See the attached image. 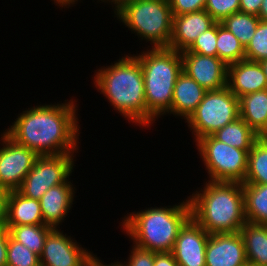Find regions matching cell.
<instances>
[{
    "mask_svg": "<svg viewBox=\"0 0 267 266\" xmlns=\"http://www.w3.org/2000/svg\"><path fill=\"white\" fill-rule=\"evenodd\" d=\"M207 233L192 217L181 227L171 253L178 266H206Z\"/></svg>",
    "mask_w": 267,
    "mask_h": 266,
    "instance_id": "obj_13",
    "label": "cell"
},
{
    "mask_svg": "<svg viewBox=\"0 0 267 266\" xmlns=\"http://www.w3.org/2000/svg\"><path fill=\"white\" fill-rule=\"evenodd\" d=\"M100 3L111 4L114 15L118 14L126 5L134 2L135 0H98Z\"/></svg>",
    "mask_w": 267,
    "mask_h": 266,
    "instance_id": "obj_38",
    "label": "cell"
},
{
    "mask_svg": "<svg viewBox=\"0 0 267 266\" xmlns=\"http://www.w3.org/2000/svg\"><path fill=\"white\" fill-rule=\"evenodd\" d=\"M8 230H0V266L7 264Z\"/></svg>",
    "mask_w": 267,
    "mask_h": 266,
    "instance_id": "obj_36",
    "label": "cell"
},
{
    "mask_svg": "<svg viewBox=\"0 0 267 266\" xmlns=\"http://www.w3.org/2000/svg\"><path fill=\"white\" fill-rule=\"evenodd\" d=\"M240 118L260 137L267 132V89L239 98Z\"/></svg>",
    "mask_w": 267,
    "mask_h": 266,
    "instance_id": "obj_20",
    "label": "cell"
},
{
    "mask_svg": "<svg viewBox=\"0 0 267 266\" xmlns=\"http://www.w3.org/2000/svg\"><path fill=\"white\" fill-rule=\"evenodd\" d=\"M54 1V5H58L59 8L61 7V10L64 8H70L71 6H76L75 4H78L79 0H52Z\"/></svg>",
    "mask_w": 267,
    "mask_h": 266,
    "instance_id": "obj_39",
    "label": "cell"
},
{
    "mask_svg": "<svg viewBox=\"0 0 267 266\" xmlns=\"http://www.w3.org/2000/svg\"><path fill=\"white\" fill-rule=\"evenodd\" d=\"M243 194L246 220L267 224V184H243Z\"/></svg>",
    "mask_w": 267,
    "mask_h": 266,
    "instance_id": "obj_23",
    "label": "cell"
},
{
    "mask_svg": "<svg viewBox=\"0 0 267 266\" xmlns=\"http://www.w3.org/2000/svg\"><path fill=\"white\" fill-rule=\"evenodd\" d=\"M76 157L75 153L39 155L18 191L39 200L48 189L70 180Z\"/></svg>",
    "mask_w": 267,
    "mask_h": 266,
    "instance_id": "obj_9",
    "label": "cell"
},
{
    "mask_svg": "<svg viewBox=\"0 0 267 266\" xmlns=\"http://www.w3.org/2000/svg\"><path fill=\"white\" fill-rule=\"evenodd\" d=\"M0 137V188L18 190L39 155L18 144L4 130Z\"/></svg>",
    "mask_w": 267,
    "mask_h": 266,
    "instance_id": "obj_10",
    "label": "cell"
},
{
    "mask_svg": "<svg viewBox=\"0 0 267 266\" xmlns=\"http://www.w3.org/2000/svg\"><path fill=\"white\" fill-rule=\"evenodd\" d=\"M259 22L258 16L239 11L224 18L220 24L232 32L245 48L254 36Z\"/></svg>",
    "mask_w": 267,
    "mask_h": 266,
    "instance_id": "obj_26",
    "label": "cell"
},
{
    "mask_svg": "<svg viewBox=\"0 0 267 266\" xmlns=\"http://www.w3.org/2000/svg\"><path fill=\"white\" fill-rule=\"evenodd\" d=\"M245 59L259 62L267 59V22L260 21L251 41L245 47Z\"/></svg>",
    "mask_w": 267,
    "mask_h": 266,
    "instance_id": "obj_29",
    "label": "cell"
},
{
    "mask_svg": "<svg viewBox=\"0 0 267 266\" xmlns=\"http://www.w3.org/2000/svg\"><path fill=\"white\" fill-rule=\"evenodd\" d=\"M217 22L204 33H201L194 43L185 51L201 55L217 57Z\"/></svg>",
    "mask_w": 267,
    "mask_h": 266,
    "instance_id": "obj_30",
    "label": "cell"
},
{
    "mask_svg": "<svg viewBox=\"0 0 267 266\" xmlns=\"http://www.w3.org/2000/svg\"><path fill=\"white\" fill-rule=\"evenodd\" d=\"M217 57L226 65L245 60V48L224 26L217 22Z\"/></svg>",
    "mask_w": 267,
    "mask_h": 266,
    "instance_id": "obj_27",
    "label": "cell"
},
{
    "mask_svg": "<svg viewBox=\"0 0 267 266\" xmlns=\"http://www.w3.org/2000/svg\"><path fill=\"white\" fill-rule=\"evenodd\" d=\"M183 72L195 80L206 91L219 90L227 86V66L218 57L193 52H181Z\"/></svg>",
    "mask_w": 267,
    "mask_h": 266,
    "instance_id": "obj_12",
    "label": "cell"
},
{
    "mask_svg": "<svg viewBox=\"0 0 267 266\" xmlns=\"http://www.w3.org/2000/svg\"><path fill=\"white\" fill-rule=\"evenodd\" d=\"M212 136L220 142L242 150H251L260 137L242 118L226 124Z\"/></svg>",
    "mask_w": 267,
    "mask_h": 266,
    "instance_id": "obj_22",
    "label": "cell"
},
{
    "mask_svg": "<svg viewBox=\"0 0 267 266\" xmlns=\"http://www.w3.org/2000/svg\"><path fill=\"white\" fill-rule=\"evenodd\" d=\"M114 17L131 33L149 43L148 48H168L173 15L168 0H135Z\"/></svg>",
    "mask_w": 267,
    "mask_h": 266,
    "instance_id": "obj_6",
    "label": "cell"
},
{
    "mask_svg": "<svg viewBox=\"0 0 267 266\" xmlns=\"http://www.w3.org/2000/svg\"><path fill=\"white\" fill-rule=\"evenodd\" d=\"M53 228L45 225H18L8 229L9 235L37 255L43 252L44 241Z\"/></svg>",
    "mask_w": 267,
    "mask_h": 266,
    "instance_id": "obj_25",
    "label": "cell"
},
{
    "mask_svg": "<svg viewBox=\"0 0 267 266\" xmlns=\"http://www.w3.org/2000/svg\"><path fill=\"white\" fill-rule=\"evenodd\" d=\"M154 266H178V263L171 252H155Z\"/></svg>",
    "mask_w": 267,
    "mask_h": 266,
    "instance_id": "obj_35",
    "label": "cell"
},
{
    "mask_svg": "<svg viewBox=\"0 0 267 266\" xmlns=\"http://www.w3.org/2000/svg\"><path fill=\"white\" fill-rule=\"evenodd\" d=\"M64 101L23 109L4 132L38 155L77 154L81 143L79 104L74 98Z\"/></svg>",
    "mask_w": 267,
    "mask_h": 266,
    "instance_id": "obj_1",
    "label": "cell"
},
{
    "mask_svg": "<svg viewBox=\"0 0 267 266\" xmlns=\"http://www.w3.org/2000/svg\"><path fill=\"white\" fill-rule=\"evenodd\" d=\"M93 85L103 94L113 110L130 124L146 128L144 77L138 58L124 54L105 67L95 70Z\"/></svg>",
    "mask_w": 267,
    "mask_h": 266,
    "instance_id": "obj_2",
    "label": "cell"
},
{
    "mask_svg": "<svg viewBox=\"0 0 267 266\" xmlns=\"http://www.w3.org/2000/svg\"><path fill=\"white\" fill-rule=\"evenodd\" d=\"M205 261L206 266H248L240 232L210 234Z\"/></svg>",
    "mask_w": 267,
    "mask_h": 266,
    "instance_id": "obj_14",
    "label": "cell"
},
{
    "mask_svg": "<svg viewBox=\"0 0 267 266\" xmlns=\"http://www.w3.org/2000/svg\"><path fill=\"white\" fill-rule=\"evenodd\" d=\"M68 180L67 182L48 189L39 199L43 222L55 229H60L68 213L73 207L77 189ZM76 190V191H75Z\"/></svg>",
    "mask_w": 267,
    "mask_h": 266,
    "instance_id": "obj_16",
    "label": "cell"
},
{
    "mask_svg": "<svg viewBox=\"0 0 267 266\" xmlns=\"http://www.w3.org/2000/svg\"><path fill=\"white\" fill-rule=\"evenodd\" d=\"M215 23L206 10L173 16L172 36L168 48L177 52L187 50L201 33Z\"/></svg>",
    "mask_w": 267,
    "mask_h": 266,
    "instance_id": "obj_15",
    "label": "cell"
},
{
    "mask_svg": "<svg viewBox=\"0 0 267 266\" xmlns=\"http://www.w3.org/2000/svg\"><path fill=\"white\" fill-rule=\"evenodd\" d=\"M83 248L71 235L53 228L44 241L41 266H88L97 255Z\"/></svg>",
    "mask_w": 267,
    "mask_h": 266,
    "instance_id": "obj_11",
    "label": "cell"
},
{
    "mask_svg": "<svg viewBox=\"0 0 267 266\" xmlns=\"http://www.w3.org/2000/svg\"><path fill=\"white\" fill-rule=\"evenodd\" d=\"M262 137L267 139V132Z\"/></svg>",
    "mask_w": 267,
    "mask_h": 266,
    "instance_id": "obj_43",
    "label": "cell"
},
{
    "mask_svg": "<svg viewBox=\"0 0 267 266\" xmlns=\"http://www.w3.org/2000/svg\"><path fill=\"white\" fill-rule=\"evenodd\" d=\"M127 214L120 218L119 225L132 245L156 253L171 252L179 230L191 217V206L187 197L178 204L146 207Z\"/></svg>",
    "mask_w": 267,
    "mask_h": 266,
    "instance_id": "obj_4",
    "label": "cell"
},
{
    "mask_svg": "<svg viewBox=\"0 0 267 266\" xmlns=\"http://www.w3.org/2000/svg\"><path fill=\"white\" fill-rule=\"evenodd\" d=\"M240 118L239 99L226 86L206 91L196 110L184 121L193 140L214 134L226 124Z\"/></svg>",
    "mask_w": 267,
    "mask_h": 266,
    "instance_id": "obj_7",
    "label": "cell"
},
{
    "mask_svg": "<svg viewBox=\"0 0 267 266\" xmlns=\"http://www.w3.org/2000/svg\"><path fill=\"white\" fill-rule=\"evenodd\" d=\"M204 183L188 196L191 217L209 234L240 232L247 222L243 183Z\"/></svg>",
    "mask_w": 267,
    "mask_h": 266,
    "instance_id": "obj_3",
    "label": "cell"
},
{
    "mask_svg": "<svg viewBox=\"0 0 267 266\" xmlns=\"http://www.w3.org/2000/svg\"><path fill=\"white\" fill-rule=\"evenodd\" d=\"M44 224L39 200L25 197L18 190L7 197L6 229L18 225Z\"/></svg>",
    "mask_w": 267,
    "mask_h": 266,
    "instance_id": "obj_19",
    "label": "cell"
},
{
    "mask_svg": "<svg viewBox=\"0 0 267 266\" xmlns=\"http://www.w3.org/2000/svg\"><path fill=\"white\" fill-rule=\"evenodd\" d=\"M260 21L267 22V0H262L259 14L257 15Z\"/></svg>",
    "mask_w": 267,
    "mask_h": 266,
    "instance_id": "obj_40",
    "label": "cell"
},
{
    "mask_svg": "<svg viewBox=\"0 0 267 266\" xmlns=\"http://www.w3.org/2000/svg\"><path fill=\"white\" fill-rule=\"evenodd\" d=\"M205 93L203 87L182 71L175 83L171 109L166 115L173 114L175 118L178 116L186 121L203 100Z\"/></svg>",
    "mask_w": 267,
    "mask_h": 266,
    "instance_id": "obj_18",
    "label": "cell"
},
{
    "mask_svg": "<svg viewBox=\"0 0 267 266\" xmlns=\"http://www.w3.org/2000/svg\"><path fill=\"white\" fill-rule=\"evenodd\" d=\"M243 184H267V139L259 137L248 153Z\"/></svg>",
    "mask_w": 267,
    "mask_h": 266,
    "instance_id": "obj_24",
    "label": "cell"
},
{
    "mask_svg": "<svg viewBox=\"0 0 267 266\" xmlns=\"http://www.w3.org/2000/svg\"><path fill=\"white\" fill-rule=\"evenodd\" d=\"M126 261H116L119 266H154L155 252L144 250L135 245L131 246Z\"/></svg>",
    "mask_w": 267,
    "mask_h": 266,
    "instance_id": "obj_32",
    "label": "cell"
},
{
    "mask_svg": "<svg viewBox=\"0 0 267 266\" xmlns=\"http://www.w3.org/2000/svg\"><path fill=\"white\" fill-rule=\"evenodd\" d=\"M227 87L241 96L267 89V79L259 62L241 60L227 66Z\"/></svg>",
    "mask_w": 267,
    "mask_h": 266,
    "instance_id": "obj_17",
    "label": "cell"
},
{
    "mask_svg": "<svg viewBox=\"0 0 267 266\" xmlns=\"http://www.w3.org/2000/svg\"><path fill=\"white\" fill-rule=\"evenodd\" d=\"M173 16L205 10L206 0H168Z\"/></svg>",
    "mask_w": 267,
    "mask_h": 266,
    "instance_id": "obj_33",
    "label": "cell"
},
{
    "mask_svg": "<svg viewBox=\"0 0 267 266\" xmlns=\"http://www.w3.org/2000/svg\"><path fill=\"white\" fill-rule=\"evenodd\" d=\"M248 265L267 266V224L246 222L240 229Z\"/></svg>",
    "mask_w": 267,
    "mask_h": 266,
    "instance_id": "obj_21",
    "label": "cell"
},
{
    "mask_svg": "<svg viewBox=\"0 0 267 266\" xmlns=\"http://www.w3.org/2000/svg\"><path fill=\"white\" fill-rule=\"evenodd\" d=\"M262 0H240L239 11L242 13L258 15Z\"/></svg>",
    "mask_w": 267,
    "mask_h": 266,
    "instance_id": "obj_34",
    "label": "cell"
},
{
    "mask_svg": "<svg viewBox=\"0 0 267 266\" xmlns=\"http://www.w3.org/2000/svg\"><path fill=\"white\" fill-rule=\"evenodd\" d=\"M9 191L0 188V230L6 229L7 197Z\"/></svg>",
    "mask_w": 267,
    "mask_h": 266,
    "instance_id": "obj_37",
    "label": "cell"
},
{
    "mask_svg": "<svg viewBox=\"0 0 267 266\" xmlns=\"http://www.w3.org/2000/svg\"><path fill=\"white\" fill-rule=\"evenodd\" d=\"M6 266H41L40 256L15 241L8 232Z\"/></svg>",
    "mask_w": 267,
    "mask_h": 266,
    "instance_id": "obj_28",
    "label": "cell"
},
{
    "mask_svg": "<svg viewBox=\"0 0 267 266\" xmlns=\"http://www.w3.org/2000/svg\"><path fill=\"white\" fill-rule=\"evenodd\" d=\"M142 67L146 101V128L171 109L173 90L183 71L181 52L171 48H148L134 54Z\"/></svg>",
    "mask_w": 267,
    "mask_h": 266,
    "instance_id": "obj_5",
    "label": "cell"
},
{
    "mask_svg": "<svg viewBox=\"0 0 267 266\" xmlns=\"http://www.w3.org/2000/svg\"><path fill=\"white\" fill-rule=\"evenodd\" d=\"M240 0H206L205 10L216 22L239 12Z\"/></svg>",
    "mask_w": 267,
    "mask_h": 266,
    "instance_id": "obj_31",
    "label": "cell"
},
{
    "mask_svg": "<svg viewBox=\"0 0 267 266\" xmlns=\"http://www.w3.org/2000/svg\"><path fill=\"white\" fill-rule=\"evenodd\" d=\"M195 147L207 170L208 181L244 183L250 150L229 146L212 135L198 139Z\"/></svg>",
    "mask_w": 267,
    "mask_h": 266,
    "instance_id": "obj_8",
    "label": "cell"
},
{
    "mask_svg": "<svg viewBox=\"0 0 267 266\" xmlns=\"http://www.w3.org/2000/svg\"><path fill=\"white\" fill-rule=\"evenodd\" d=\"M88 266H119L116 261L113 263H104V260H101L99 257H96Z\"/></svg>",
    "mask_w": 267,
    "mask_h": 266,
    "instance_id": "obj_41",
    "label": "cell"
},
{
    "mask_svg": "<svg viewBox=\"0 0 267 266\" xmlns=\"http://www.w3.org/2000/svg\"><path fill=\"white\" fill-rule=\"evenodd\" d=\"M259 63L261 64V67H262L263 72H264L266 79H267V59H265L263 61H259Z\"/></svg>",
    "mask_w": 267,
    "mask_h": 266,
    "instance_id": "obj_42",
    "label": "cell"
}]
</instances>
